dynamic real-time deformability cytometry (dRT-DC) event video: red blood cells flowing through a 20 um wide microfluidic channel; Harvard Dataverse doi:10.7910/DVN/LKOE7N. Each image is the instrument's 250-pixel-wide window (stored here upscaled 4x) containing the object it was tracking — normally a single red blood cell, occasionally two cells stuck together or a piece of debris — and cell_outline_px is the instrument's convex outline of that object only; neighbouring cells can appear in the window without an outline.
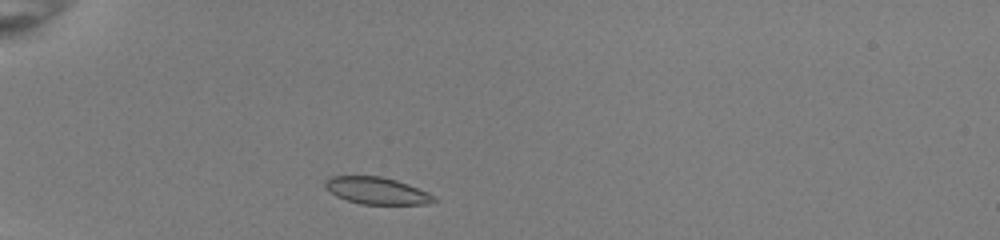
{"species": "common noctule bat (a hibernating species)", "species_latin": "Nyctalus noctula", "temperature_condition": "room temperature", "stored_images_in_passage": 38, "camera_frame_rate_fps": 3000, "um_per_image_px": 0.085, "animal": {"sex": "female", "body_mass_g": 22.0, "forearm_length_mm": 56.7}, "frame": {"image": 1, "passage_image": 3, "time_ms": 0.667, "image_size_px": [1000, 240], "cell_outline_px": [[440, 200], [428, 204], [360, 204], [336, 196], [324, 188], [324, 180], [332, 176], [380, 176], [396, 180], [408, 184], [428, 192]], "centroid_in_image_um": [32.03, 16.21], "position_along_channel_um": 53.0, "area_um2": 17.22}}
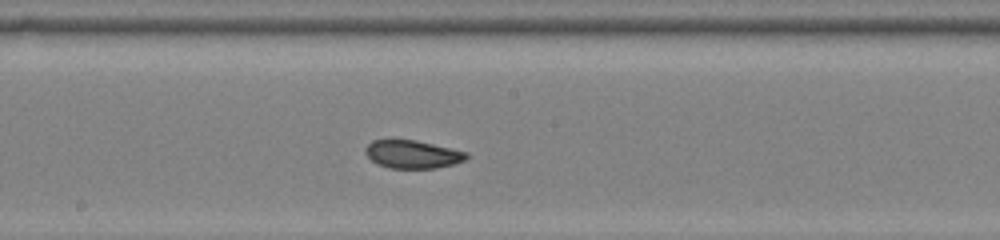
{"frame": {"image": 2, "passage_image": 17, "time_ms": 5.333, "image_size_px": [1000, 240], "cell_outline_px": [[468, 156], [464, 160], [452, 164], [436, 168], [388, 168], [376, 164], [364, 152], [364, 148], [372, 140], [416, 140], [452, 148], [468, 152]], "centroid_in_image_um": [35.04, 13.11], "position_along_channel_um": 213.2, "area_um2": 16.53}}
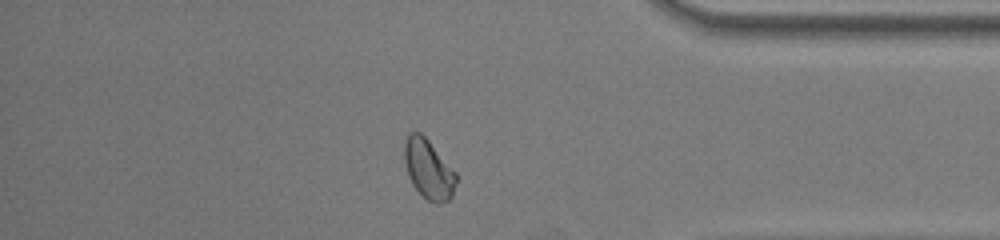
{"frame": {"image": 3, "passage_image": 32, "time_ms": 10.333, "image_size_px": [1000, 240], "cell_outline_px": [[456, 180], [452, 196], [448, 200], [440, 204], [436, 204], [428, 200], [412, 184], [408, 176], [404, 160], [404, 144], [408, 132], [420, 132], [428, 140], [456, 172]], "centroid_in_image_um": [36.41, 14.37], "position_along_channel_um": 398.8, "area_um2": 17.8}, "authors_computed_cell_mechanics": {"area_um2": 17.1955, "velocity_mm_per_s": 3.9984, "shape_relaxation_time_tau1_ms": 5.1582, "shape_relaxation_time_tau2_ms": 1.3282, "deformation_change_tau1": 0.1564, "deformation_change_tau2": 0.0506}}